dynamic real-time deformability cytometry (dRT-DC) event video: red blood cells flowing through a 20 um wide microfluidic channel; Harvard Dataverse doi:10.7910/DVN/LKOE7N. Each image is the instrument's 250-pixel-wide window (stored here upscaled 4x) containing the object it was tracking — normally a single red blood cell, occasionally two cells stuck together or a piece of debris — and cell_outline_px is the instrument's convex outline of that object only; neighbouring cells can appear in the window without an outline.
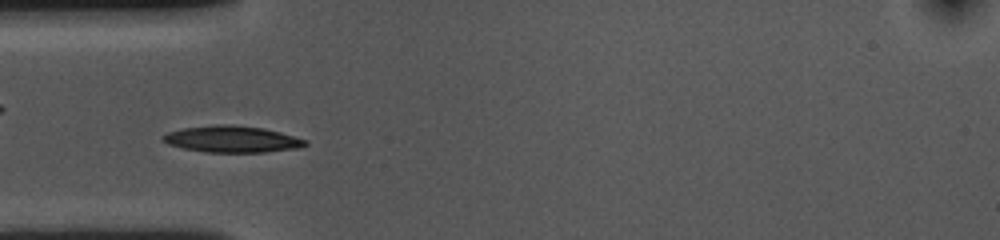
{"species": "common noctule bat (a hibernating species)", "species_latin": "Nyctalus noctula", "temperature_condition": "cold", "stored_images_in_passage": 44, "camera_frame_rate_fps": 3000, "um_per_image_px": 0.085, "animal": {"sex": "female", "body_mass_g": 10.0, "forearm_length_mm": 53.1}, "frame": {"image": 1, "passage_image": 5, "time_ms": 1.333, "image_size_px": [1000, 240], "cell_outline_px": [[308, 144], [296, 148], [264, 152], [204, 152], [184, 148], [168, 144], [160, 140], [160, 136], [168, 132], [184, 128], [216, 124], [228, 124], [264, 128], [280, 132], [308, 140]], "centroid_in_image_um": [19.69, 11.82], "position_along_channel_um": 65.3, "area_um2": 22.02}}
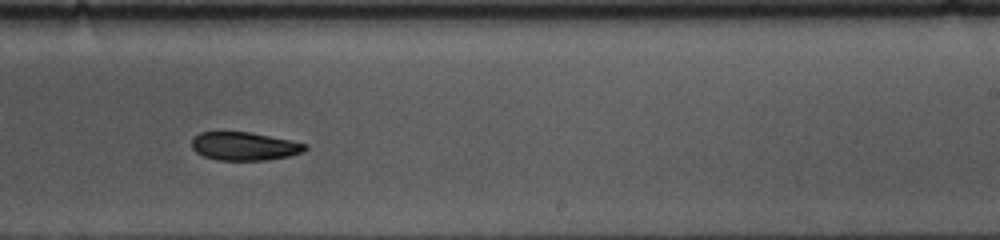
{"frame": {"image": 2, "passage_image": 22, "time_ms": 7.0, "image_size_px": [1000, 240], "cell_outline_px": [[308, 148], [304, 152], [288, 156], [268, 160], [220, 160], [204, 156], [196, 152], [192, 148], [192, 136], [200, 132], [248, 132], [292, 140], [308, 144]], "centroid_in_image_um": [20.79, 12.42], "position_along_channel_um": 268.2, "area_um2": 18.79}}
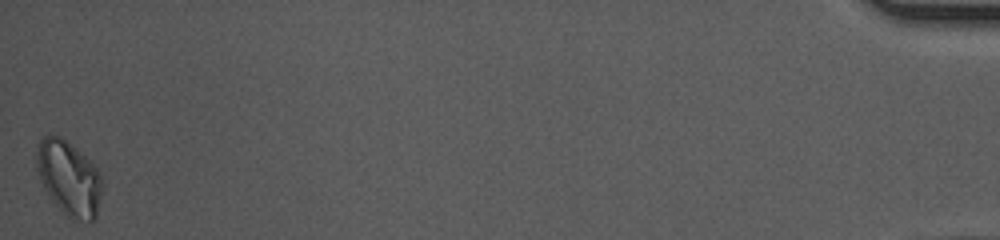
{"frame": {"image": 3, "passage_image": 44, "time_ms": 14.333, "image_size_px": [1000, 240], "cell_outline_px": [[104, 188], [96, 220], [72, 220], [48, 196], [40, 180], [36, 168], [36, 144], [44, 136], [60, 136], [76, 148], [100, 172]], "centroid_in_image_um": [5.87, 15.16], "position_along_channel_um": 429.3, "area_um2": 28.73}, "authors_computed_cell_mechanics": {"area_um2": 20.4034, "velocity_mm_per_s": 3.5772, "shape_relaxation_time_tau1_ms": 4.7482, "shape_relaxation_time_tau2_ms": null, "deformation_change_tau1": 0.109, "deformation_change_tau2": null}}